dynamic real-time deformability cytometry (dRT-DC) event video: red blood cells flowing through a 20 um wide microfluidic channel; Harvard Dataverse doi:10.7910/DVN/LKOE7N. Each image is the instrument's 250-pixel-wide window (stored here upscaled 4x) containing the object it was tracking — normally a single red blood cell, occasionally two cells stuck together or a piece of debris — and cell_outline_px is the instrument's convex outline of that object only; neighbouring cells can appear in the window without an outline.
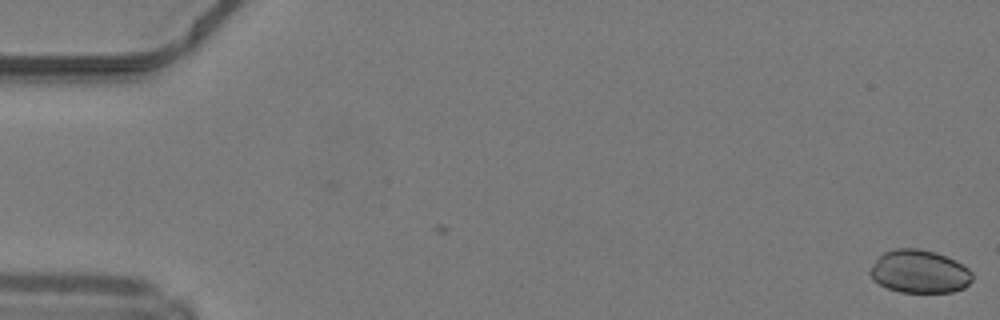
{"species": "common noctule bat (a hibernating species)", "species_latin": "Nyctalus noctula", "temperature_condition": "warm", "stored_images_in_passage": 4, "camera_frame_rate_fps": 3000, "um_per_image_px": 0.085, "animal": {"sex": "male", "body_mass_g": 19.2, "forearm_length_mm": 51.8}, "frame": {"image": 1, "passage_image": 4, "time_ms": 1.0, "image_size_px": [1000, 320], "cell_outline_px": [[972, 280], [964, 288], [952, 292], [900, 292], [888, 288], [872, 280], [868, 272], [876, 260], [884, 252], [896, 248], [920, 248], [936, 252], [956, 260], [968, 268], [972, 272]], "centroid_in_image_um": [78.16, 23.08], "position_along_channel_um": 6.8, "area_um2": 25.78}}